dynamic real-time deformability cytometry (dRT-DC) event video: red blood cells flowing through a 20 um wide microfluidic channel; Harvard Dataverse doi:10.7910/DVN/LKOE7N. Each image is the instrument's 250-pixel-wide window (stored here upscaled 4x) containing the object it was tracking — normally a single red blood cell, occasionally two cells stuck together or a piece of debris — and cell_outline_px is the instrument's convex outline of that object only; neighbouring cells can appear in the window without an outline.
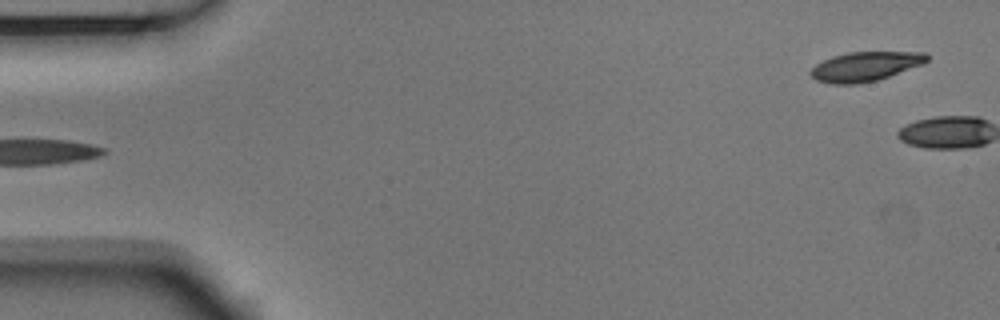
{"species": "Egyptian fruit bat (a non-hibernating species)", "species_latin": "Rousettus aegyptiacus", "temperature_condition": "room temperature", "stored_images_in_passage": 4, "segment_of_instrument_passage": [2, 2], "camera_frame_rate_fps": 3000, "um_per_image_px": 0.085, "animal": {"sex": "male"}, "frame": {"image": 1, "passage_image": 4, "time_ms": 1.0, "image_size_px": [1000, 320], "cell_outline_px": [[928, 60], [924, 64], [876, 80], [856, 84], [832, 84], [816, 80], [808, 72], [816, 64], [832, 56], [848, 52], [924, 52], [928, 56]], "centroid_in_image_um": [73.53, 5.64], "position_along_channel_um": 11.5, "area_um2": 19.83}}